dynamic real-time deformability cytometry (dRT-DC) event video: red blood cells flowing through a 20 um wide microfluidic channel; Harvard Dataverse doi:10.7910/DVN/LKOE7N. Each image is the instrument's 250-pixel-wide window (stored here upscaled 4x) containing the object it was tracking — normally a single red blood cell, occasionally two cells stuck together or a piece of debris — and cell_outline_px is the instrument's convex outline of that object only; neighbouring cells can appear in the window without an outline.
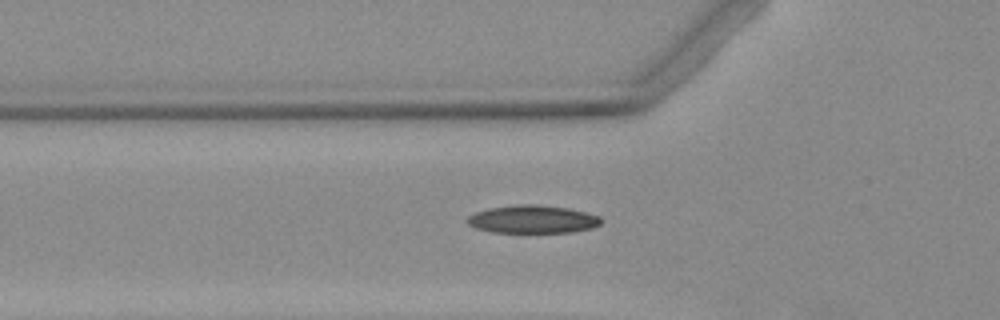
{"species": "Egyptian fruit bat (a non-hibernating species)", "species_latin": "Rousettus aegyptiacus", "temperature_condition": "warm", "stored_images_in_passage": 3, "camera_frame_rate_fps": 3000, "um_per_image_px": 0.085, "animal": {"sex": "female"}, "frame": {"image": 1, "passage_image": 3, "time_ms": 2.333, "image_size_px": [1000, 320], "cell_outline_px": [[600, 224], [592, 228], [572, 232], [492, 232], [476, 228], [468, 224], [468, 216], [476, 212], [492, 208], [520, 204], [532, 204], [568, 208], [600, 216]], "centroid_in_image_um": [45.28, 18.64], "position_along_channel_um": 80.5, "area_um2": 21.44}}